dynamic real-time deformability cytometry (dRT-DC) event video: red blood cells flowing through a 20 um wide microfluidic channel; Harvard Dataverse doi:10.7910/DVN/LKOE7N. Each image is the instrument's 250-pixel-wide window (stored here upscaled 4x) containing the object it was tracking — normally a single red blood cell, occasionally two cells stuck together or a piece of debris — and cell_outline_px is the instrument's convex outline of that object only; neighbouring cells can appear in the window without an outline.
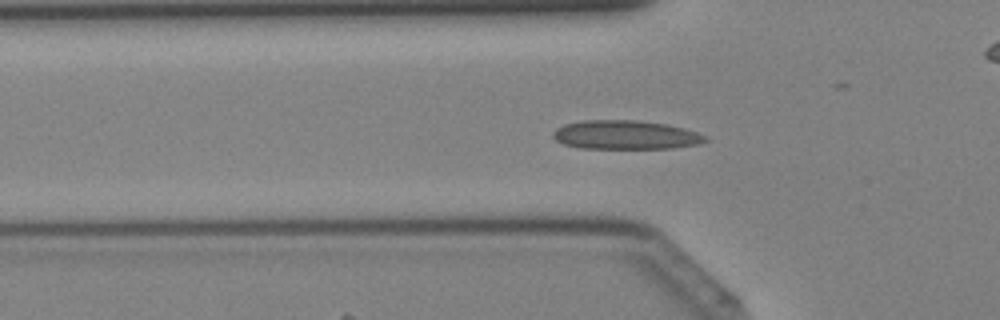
{"species": "Egyptian fruit bat (a non-hibernating species)", "species_latin": "Rousettus aegyptiacus", "temperature_condition": "cold", "stored_images_in_passage": 43, "camera_frame_rate_fps": 3000, "um_per_image_px": 0.085, "animal": {"sex": "female"}, "frame": {"image": 1, "passage_image": 14, "time_ms": 4.333, "image_size_px": [1000, 320], "cell_outline_px": [[708, 140], [700, 144], [672, 148], [580, 148], [564, 144], [556, 140], [552, 136], [552, 132], [556, 128], [564, 124], [584, 120], [636, 120], [668, 124], [684, 128], [708, 136]], "centroid_in_image_um": [53.18, 11.46], "position_along_channel_um": 72.6, "area_um2": 25.78}}
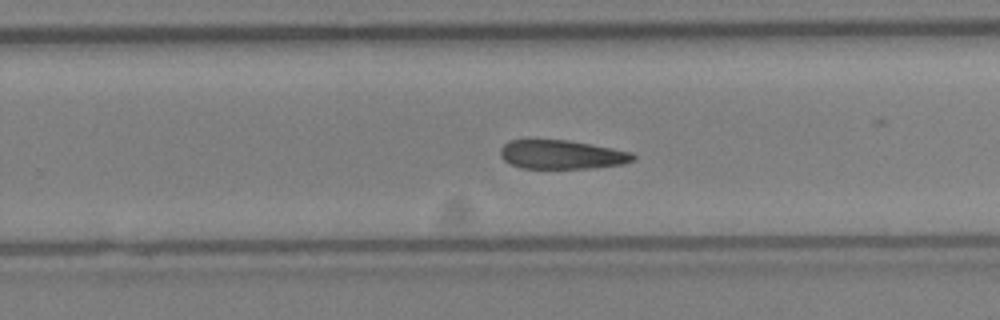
{"frame": {"image": 2, "passage_image": 27, "time_ms": 8.667, "image_size_px": [1000, 320], "cell_outline_px": [[636, 156], [632, 160], [624, 164], [588, 168], [524, 168], [512, 164], [504, 160], [500, 156], [500, 148], [504, 144], [512, 140], [568, 140], [612, 148], [632, 152]], "centroid_in_image_um": [47.75, 13.14], "position_along_channel_um": 282.1, "area_um2": 22.14}}
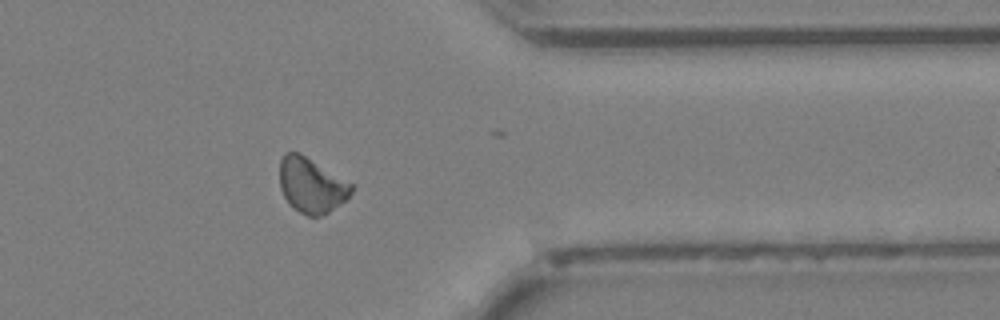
{"frame": {"image": 3, "passage_image": 34, "time_ms": 11.0, "image_size_px": [1000, 320], "cell_outline_px": [[352, 192], [344, 200], [328, 212], [320, 216], [308, 216], [292, 208], [288, 204], [280, 188], [280, 160], [284, 152], [300, 152], [352, 184]], "centroid_in_image_um": [26.42, 15.74], "position_along_channel_um": 385.0, "area_um2": 22.83}}